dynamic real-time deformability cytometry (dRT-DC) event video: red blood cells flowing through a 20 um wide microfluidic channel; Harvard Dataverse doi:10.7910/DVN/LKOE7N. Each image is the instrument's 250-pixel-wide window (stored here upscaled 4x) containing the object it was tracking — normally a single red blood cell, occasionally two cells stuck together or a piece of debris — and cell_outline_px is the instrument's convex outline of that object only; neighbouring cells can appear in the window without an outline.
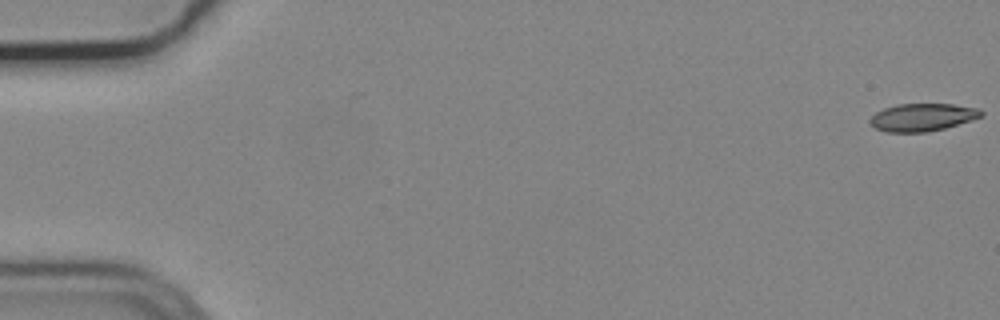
{"species": "common noctule bat (a hibernating species)", "species_latin": "Nyctalus noctula", "temperature_condition": "cold", "stored_images_in_passage": 5, "camera_frame_rate_fps": 3000, "um_per_image_px": 0.085, "animal": {"sex": "male", "body_mass_g": 19.2, "forearm_length_mm": 51.8}, "frame": {"image": 1, "passage_image": 1, "time_ms": 0.0, "image_size_px": [1000, 320], "cell_outline_px": [[984, 112], [980, 116], [944, 128], [928, 132], [888, 132], [876, 128], [868, 120], [876, 112], [884, 108], [896, 104], [952, 104], [980, 108]], "centroid_in_image_um": [78.38, 9.95], "position_along_channel_um": 6.6, "area_um2": 17.69}}
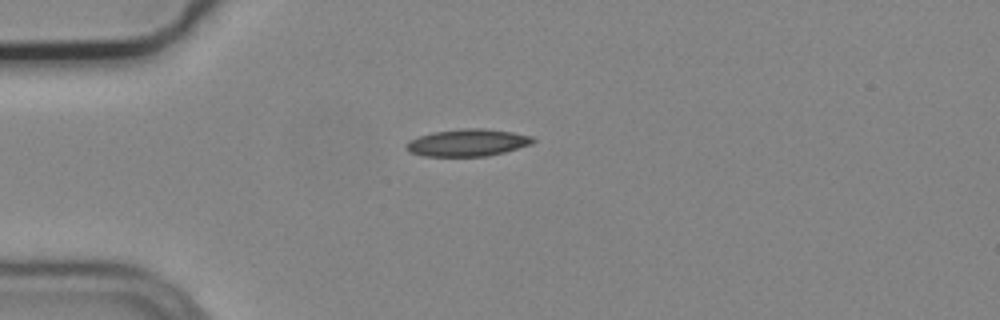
{"frame": {"image": 2, "passage_image": 5, "time_ms": 1.333, "image_size_px": [1000, 320], "cell_outline_px": [[536, 140], [532, 144], [504, 152], [488, 156], [424, 156], [408, 152], [404, 148], [404, 144], [408, 140], [432, 132], [460, 128], [484, 128], [512, 132], [532, 136]], "centroid_in_image_um": [39.71, 12.12], "position_along_channel_um": 45.3, "area_um2": 20.29}}